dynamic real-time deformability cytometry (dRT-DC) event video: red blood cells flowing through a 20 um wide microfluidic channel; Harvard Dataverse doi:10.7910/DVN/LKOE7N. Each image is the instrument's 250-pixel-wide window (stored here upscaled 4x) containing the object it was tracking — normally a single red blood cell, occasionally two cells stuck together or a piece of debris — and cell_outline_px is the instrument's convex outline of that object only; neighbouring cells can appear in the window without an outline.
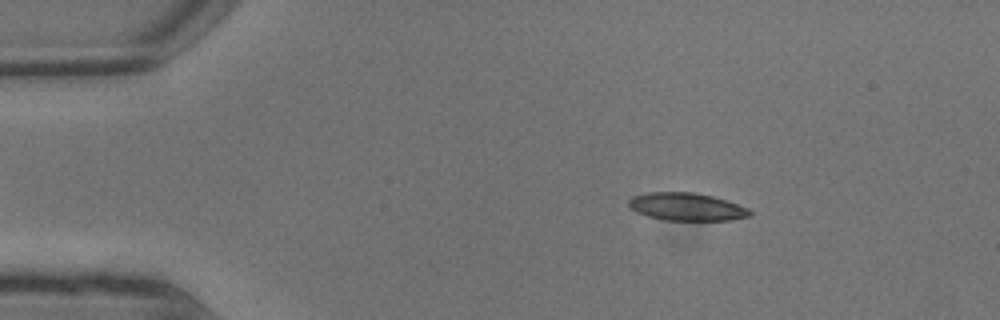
{"species": "common noctule bat (a hibernating species)", "species_latin": "Nyctalus noctula", "temperature_condition": "warm", "stored_images_in_passage": 8, "camera_frame_rate_fps": 3000, "um_per_image_px": 0.085, "animal": {"sex": "male", "body_mass_g": 13.3}, "frame": {"image": 1, "passage_image": 2, "time_ms": 0.333, "image_size_px": [1000, 320], "cell_outline_px": [[752, 216], [732, 220], [664, 220], [648, 216], [636, 212], [628, 204], [628, 200], [632, 196], [648, 192], [692, 192], [712, 196], [728, 200], [748, 208], [752, 212]], "centroid_in_image_um": [58.39, 17.57], "position_along_channel_um": 26.6, "area_um2": 19.71}}
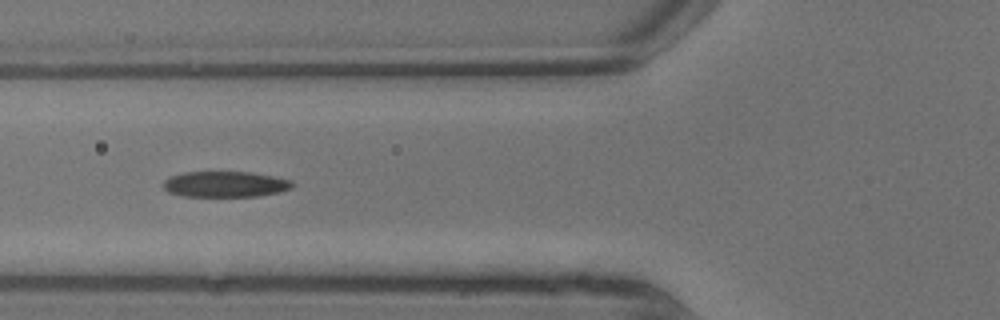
{"frame": {"image": 2, "passage_image": 6, "time_ms": 1.667, "image_size_px": [1000, 320], "cell_outline_px": [[292, 188], [280, 192], [260, 196], [180, 196], [168, 192], [164, 188], [164, 180], [172, 176], [184, 172], [252, 172], [292, 180]], "centroid_in_image_um": [19.15, 15.66], "position_along_channel_um": 106.6, "area_um2": 19.36}}
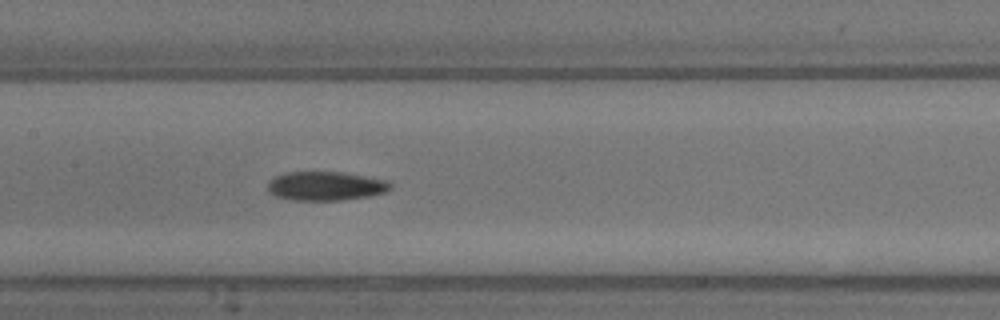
{"frame": {"image": 3, "passage_image": 8, "time_ms": 2.333, "image_size_px": [1000, 320], "cell_outline_px": [[392, 188], [384, 192], [368, 196], [344, 200], [292, 200], [276, 196], [268, 188], [268, 184], [276, 176], [284, 172], [340, 172], [364, 176], [384, 180], [392, 184]], "centroid_in_image_um": [27.69, 15.81], "position_along_channel_um": 179.7, "area_um2": 20.4}}